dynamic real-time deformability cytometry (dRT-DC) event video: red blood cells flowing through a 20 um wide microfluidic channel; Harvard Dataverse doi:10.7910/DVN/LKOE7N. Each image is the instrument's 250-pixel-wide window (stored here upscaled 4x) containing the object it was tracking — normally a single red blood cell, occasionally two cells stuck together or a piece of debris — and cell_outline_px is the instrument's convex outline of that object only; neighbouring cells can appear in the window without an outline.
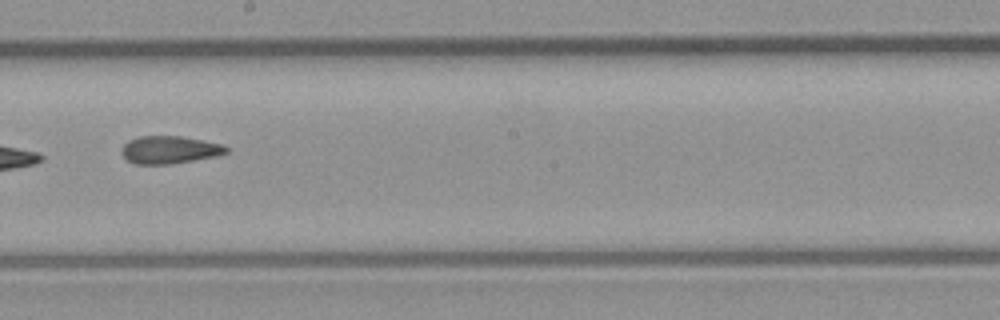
{"species": "common noctule bat (a hibernating species)", "species_latin": "Nyctalus noctula", "temperature_condition": "room temperature", "stored_images_in_passage": 8, "camera_frame_rate_fps": 3000, "um_per_image_px": 0.085, "animal": {"sex": "male", "body_mass_g": 23.1, "forearm_length_mm": 52.7}, "frame": {"image": 1, "passage_image": 8, "time_ms": 8.667, "image_size_px": [1000, 320], "cell_outline_px": [[228, 152], [216, 156], [168, 164], [136, 164], [128, 160], [124, 156], [124, 144], [128, 140], [140, 136], [180, 136], [220, 144], [228, 148]], "centroid_in_image_um": [14.41, 12.73], "position_along_channel_um": 233.8, "area_um2": 16.42}}